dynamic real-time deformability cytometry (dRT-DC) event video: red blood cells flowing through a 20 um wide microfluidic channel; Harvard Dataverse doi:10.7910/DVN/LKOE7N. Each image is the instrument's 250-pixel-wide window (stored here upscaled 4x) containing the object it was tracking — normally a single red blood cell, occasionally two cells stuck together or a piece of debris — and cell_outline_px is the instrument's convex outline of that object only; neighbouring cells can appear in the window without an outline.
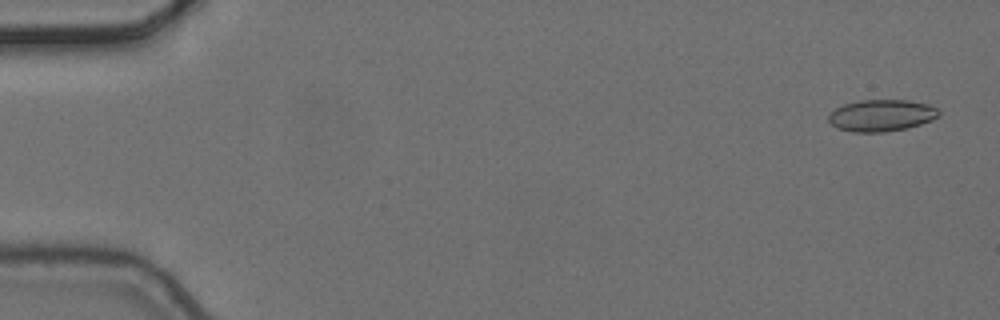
{"species": "common noctule bat (a hibernating species)", "species_latin": "Nyctalus noctula", "temperature_condition": "cold", "stored_images_in_passage": 5, "camera_frame_rate_fps": 3000, "um_per_image_px": 0.085, "animal": {"sex": "female", "body_mass_g": 24.6, "forearm_length_mm": 56.2}, "frame": {"image": 1, "passage_image": 1, "time_ms": 0.0, "image_size_px": [1000, 320], "cell_outline_px": [[940, 116], [932, 120], [920, 124], [904, 128], [884, 132], [852, 132], [836, 128], [828, 120], [828, 112], [844, 104], [860, 100], [908, 100], [928, 104], [936, 108], [940, 112]], "centroid_in_image_um": [74.9, 9.81], "position_along_channel_um": 10.1, "area_um2": 20.46}}
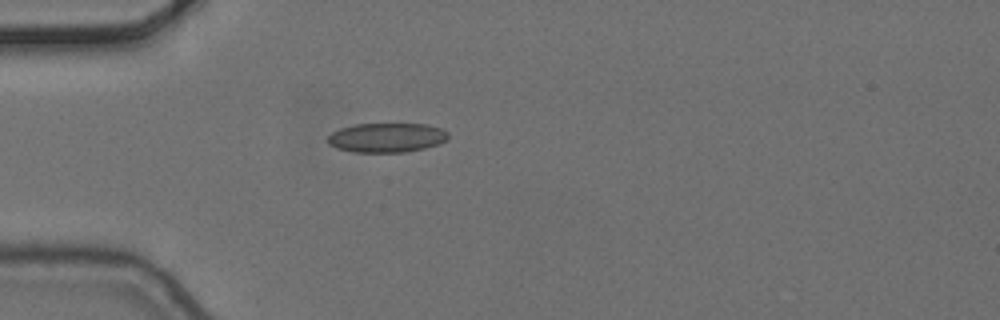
{"frame": {"image": 2, "passage_image": 5, "time_ms": 1.333, "image_size_px": [1000, 320], "cell_outline_px": [[448, 140], [440, 144], [424, 148], [404, 152], [352, 152], [336, 148], [328, 144], [328, 136], [332, 132], [340, 128], [356, 124], [428, 124], [440, 128], [448, 132]], "centroid_in_image_um": [32.88, 11.7], "position_along_channel_um": 52.1, "area_um2": 20.75}}